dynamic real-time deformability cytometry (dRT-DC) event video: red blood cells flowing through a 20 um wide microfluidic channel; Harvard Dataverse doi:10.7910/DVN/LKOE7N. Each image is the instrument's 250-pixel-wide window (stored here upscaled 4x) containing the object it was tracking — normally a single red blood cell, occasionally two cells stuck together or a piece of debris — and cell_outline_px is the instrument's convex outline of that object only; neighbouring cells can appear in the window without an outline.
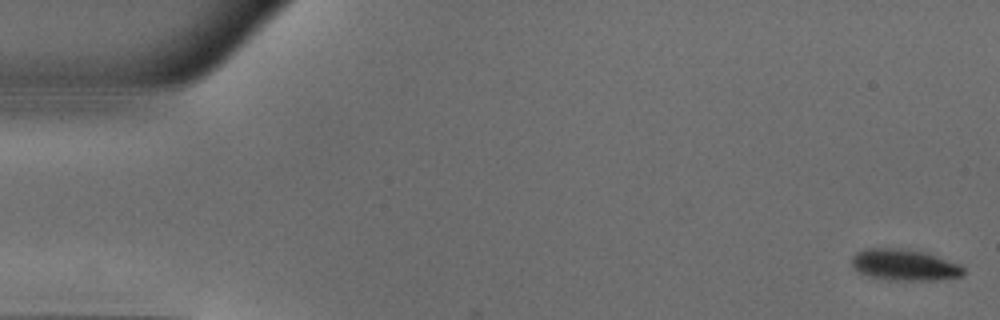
{"species": "common noctule bat (a hibernating species)", "species_latin": "Nyctalus noctula", "temperature_condition": "warm", "stored_images_in_passage": 29, "camera_frame_rate_fps": 3000, "um_per_image_px": 0.085, "animal": {"sex": "male", "body_mass_g": 18.8}, "frame": {"image": 1, "passage_image": 1, "time_ms": 0.0, "image_size_px": [1000, 320], "cell_outline_px": [[964, 272], [960, 276], [936, 280], [888, 280], [868, 276], [852, 268], [852, 256], [856, 252], [868, 248], [908, 248], [928, 252], [960, 264], [964, 268]], "centroid_in_image_um": [76.87, 22.5], "position_along_channel_um": 8.1, "area_um2": 20.69}}
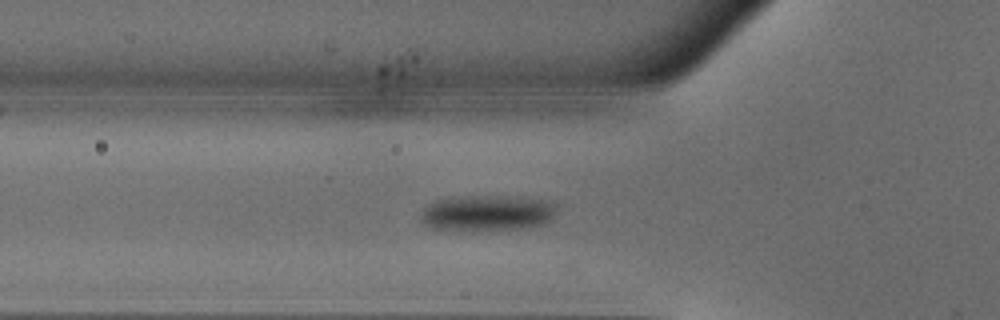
{"frame": {"image": 2, "passage_image": 17, "time_ms": 5.333, "image_size_px": [1000, 320], "cell_outline_px": [[556, 212], [552, 220], [544, 224], [524, 228], [428, 228], [420, 220], [424, 208], [436, 200], [452, 196], [520, 196], [552, 200], [556, 204]], "centroid_in_image_um": [41.5, 18.05], "position_along_channel_um": 84.3, "area_um2": 28.15}}
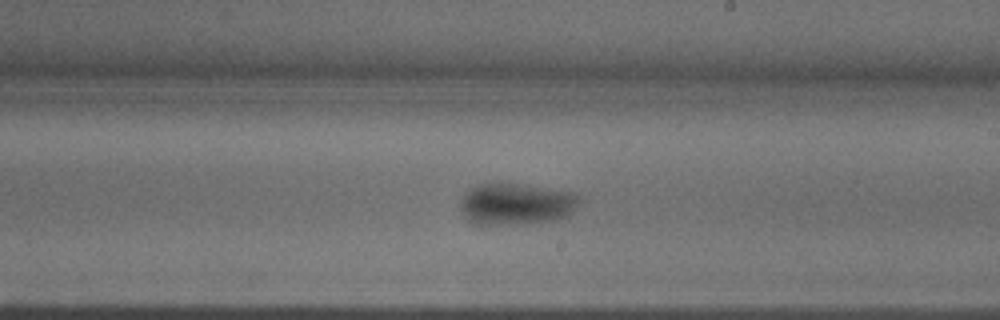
{"frame": {"image": 3, "passage_image": 29, "time_ms": 9.333, "image_size_px": [1000, 320], "cell_outline_px": [[580, 200], [572, 212], [568, 216], [556, 220], [520, 224], [476, 224], [468, 220], [460, 208], [460, 196], [468, 188], [476, 184], [520, 184], [576, 192], [580, 196]], "centroid_in_image_um": [43.87, 17.33], "position_along_channel_um": 245.1, "area_um2": 29.13}}